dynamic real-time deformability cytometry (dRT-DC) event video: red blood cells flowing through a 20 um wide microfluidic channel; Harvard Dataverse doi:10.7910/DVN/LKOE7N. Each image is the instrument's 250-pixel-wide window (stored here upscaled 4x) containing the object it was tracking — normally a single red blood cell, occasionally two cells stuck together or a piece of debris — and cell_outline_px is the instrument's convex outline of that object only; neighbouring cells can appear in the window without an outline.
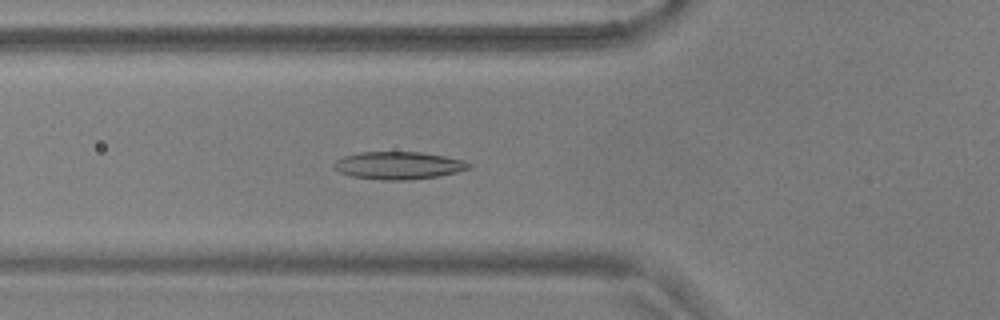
{"species": "common noctule bat (a hibernating species)", "species_latin": "Nyctalus noctula", "temperature_condition": "warm", "stored_images_in_passage": 52, "camera_frame_rate_fps": 3000, "um_per_image_px": 0.085, "animal": {"sex": "male", "body_mass_g": 17.9, "forearm_length_mm": 54.2}, "frame": {"image": 1, "passage_image": 17, "time_ms": 5.333, "image_size_px": [1000, 320], "cell_outline_px": [[472, 168], [440, 176], [408, 180], [380, 180], [352, 176], [340, 172], [332, 164], [336, 160], [344, 156], [360, 152], [420, 152], [444, 156], [464, 160], [472, 164]], "centroid_in_image_um": [33.9, 14.06], "position_along_channel_um": 91.9, "area_um2": 21.73}}
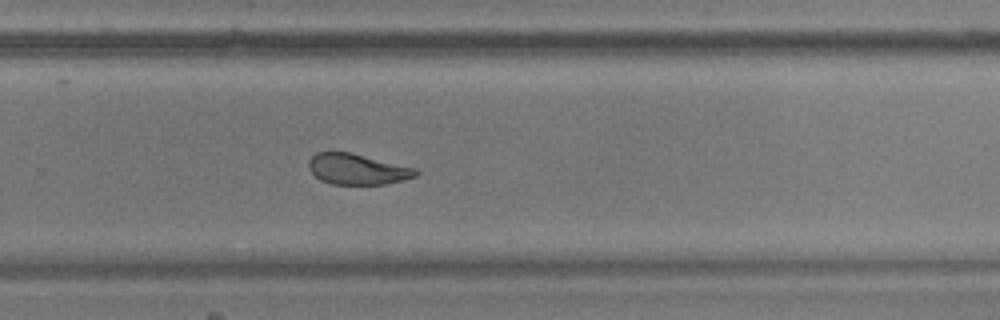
{"frame": {"image": 2, "passage_image": 34, "time_ms": 11.0, "image_size_px": [1000, 320], "cell_outline_px": [[420, 172], [416, 176], [404, 180], [384, 184], [332, 184], [320, 180], [308, 168], [308, 160], [316, 152], [348, 152], [416, 168]], "centroid_in_image_um": [30.36, 14.38], "position_along_channel_um": 299.4, "area_um2": 19.07}}
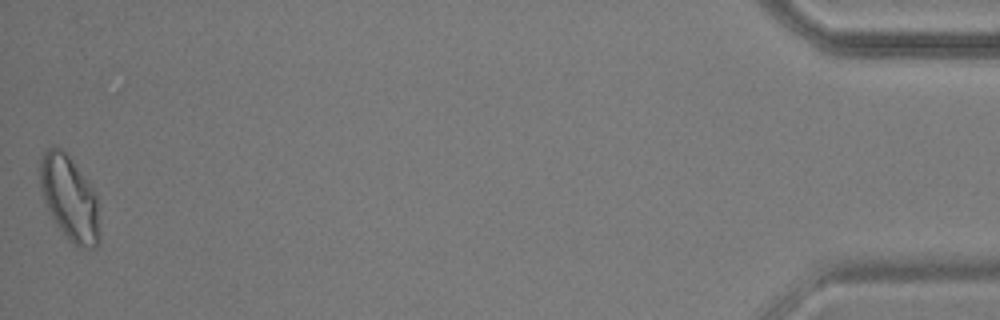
{"frame": {"image": 3, "passage_image": 52, "time_ms": 17.0, "image_size_px": [1000, 320], "cell_outline_px": [[100, 244], [92, 248], [80, 248], [72, 244], [56, 224], [44, 200], [40, 188], [40, 160], [44, 152], [52, 144], [60, 148], [68, 156], [88, 180], [96, 192], [100, 236]], "centroid_in_image_um": [5.93, 16.87], "position_along_channel_um": 429.3, "area_um2": 29.48}, "authors_computed_cell_mechanics": {"area_um2": 21.1259, "velocity_mm_per_s": 3.655, "shape_relaxation_time_tau1_ms": 10.3268, "shape_relaxation_time_tau2_ms": 2.3873, "deformation_change_tau1": 0.2252, "deformation_change_tau2": 0.0854}}